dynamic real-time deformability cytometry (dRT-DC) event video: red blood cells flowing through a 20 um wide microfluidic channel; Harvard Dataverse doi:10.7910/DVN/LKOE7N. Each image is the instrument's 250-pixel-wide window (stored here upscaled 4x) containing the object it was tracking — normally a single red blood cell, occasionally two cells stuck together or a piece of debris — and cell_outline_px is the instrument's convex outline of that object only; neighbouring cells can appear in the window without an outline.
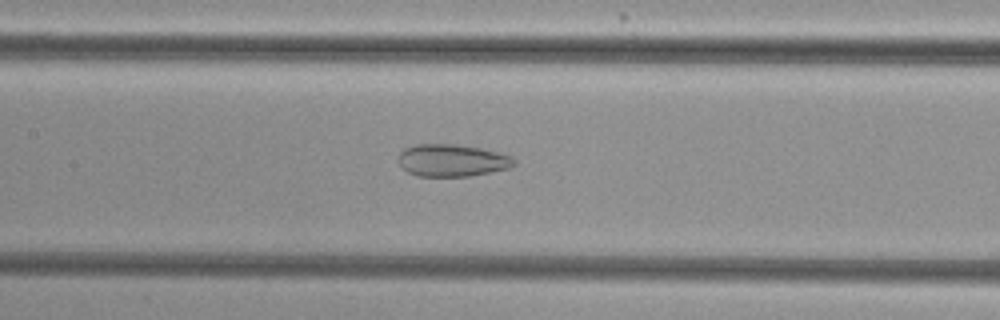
{"species": "common noctule bat (a hibernating species)", "species_latin": "Nyctalus noctula", "temperature_condition": "cold", "stored_images_in_passage": 53, "camera_frame_rate_fps": 3000, "um_per_image_px": 0.085, "animal": {"sex": "female", "body_mass_g": 29.2, "forearm_length_mm": 56.3}, "frame": {"image": 1, "passage_image": 25, "time_ms": 8.0, "image_size_px": [1000, 320], "cell_outline_px": [[516, 164], [512, 168], [468, 176], [416, 176], [400, 168], [396, 160], [400, 152], [404, 148], [416, 144], [456, 144], [480, 148], [512, 156], [516, 160]], "centroid_in_image_um": [38.39, 13.63], "position_along_channel_um": 169.0, "area_um2": 22.08}}
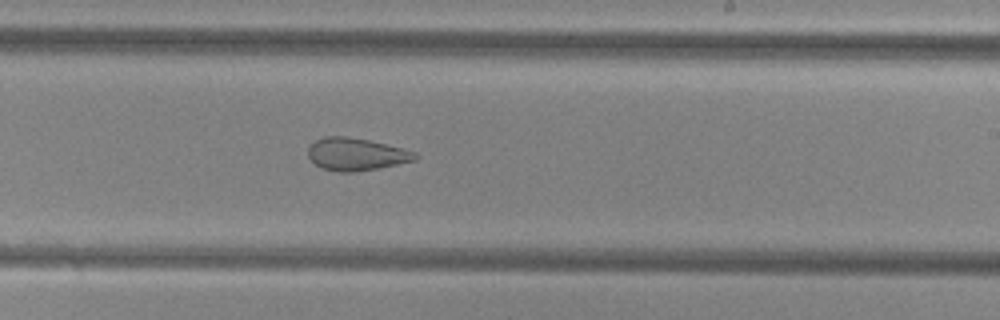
{"frame": {"image": 2, "passage_image": 32, "time_ms": 10.333, "image_size_px": [1000, 320], "cell_outline_px": [[420, 156], [416, 160], [380, 168], [356, 172], [336, 172], [320, 168], [308, 156], [308, 148], [316, 140], [324, 136], [348, 136], [368, 140], [416, 152]], "centroid_in_image_um": [30.27, 13.12], "position_along_channel_um": 258.7, "area_um2": 20.35}}
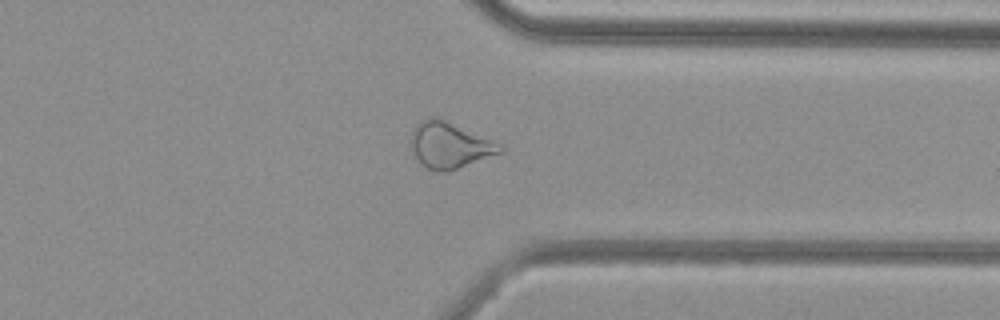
{"frame": {"image": 3, "passage_image": 41, "time_ms": 13.333, "image_size_px": [1000, 320], "cell_outline_px": [[504, 148], [500, 152], [448, 172], [436, 172], [420, 164], [412, 148], [412, 132], [416, 124], [420, 120], [428, 116], [432, 116], [444, 120], [504, 144]], "centroid_in_image_um": [38.21, 12.34], "position_along_channel_um": 373.2, "area_um2": 23.7}, "authors_computed_cell_mechanics": {"area_um2": 26.8192, "velocity_mm_per_s": 3.8602, "shape_relaxation_time_tau1_ms": null, "shape_relaxation_time_tau2_ms": 2.2983, "deformation_change_tau1": null, "deformation_change_tau2": 0.1074}}